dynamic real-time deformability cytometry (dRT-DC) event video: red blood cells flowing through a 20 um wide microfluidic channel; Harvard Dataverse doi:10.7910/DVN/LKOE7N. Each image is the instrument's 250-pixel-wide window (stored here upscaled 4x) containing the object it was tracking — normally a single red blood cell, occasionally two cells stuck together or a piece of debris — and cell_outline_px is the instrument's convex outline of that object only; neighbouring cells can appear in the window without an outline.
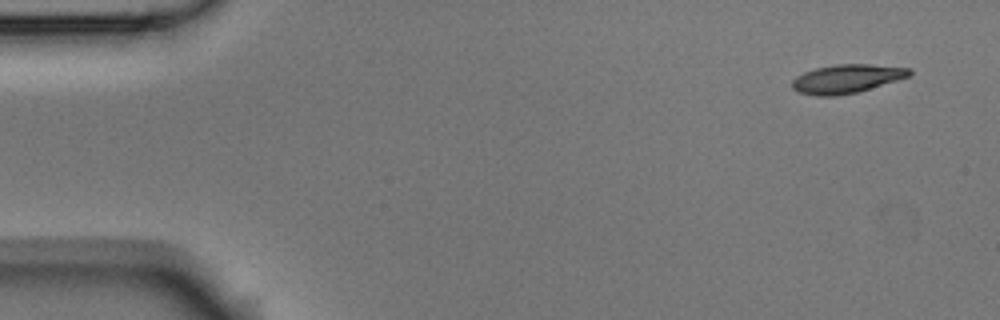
{"species": "Egyptian fruit bat (a non-hibernating species)", "species_latin": "Rousettus aegyptiacus", "temperature_condition": "room temperature", "stored_images_in_passage": 5, "camera_frame_rate_fps": 3000, "um_per_image_px": 0.085, "animal": {"sex": "male"}, "frame": {"image": 1, "passage_image": 1, "time_ms": 0.0, "image_size_px": [1000, 320], "cell_outline_px": [[912, 72], [908, 76], [896, 80], [856, 92], [836, 96], [816, 96], [800, 92], [792, 88], [792, 80], [796, 76], [804, 72], [816, 68], [836, 64], [868, 64], [912, 68]], "centroid_in_image_um": [71.94, 6.69], "position_along_channel_um": 13.1, "area_um2": 19.36}}
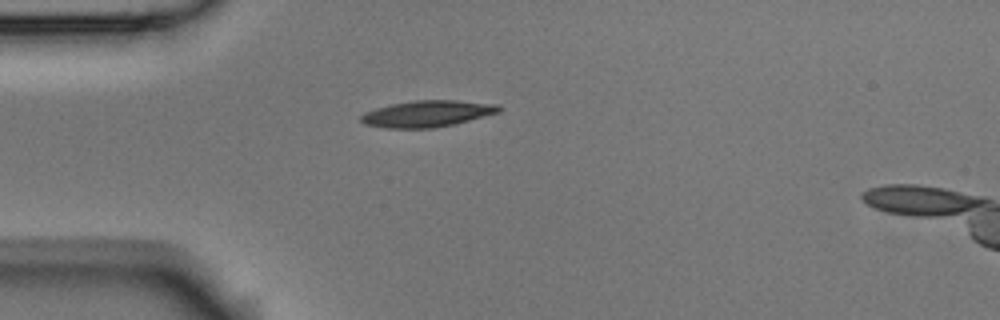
{"frame": {"image": 2, "passage_image": 4, "time_ms": 1.0, "image_size_px": [1000, 320], "cell_outline_px": [[500, 112], [452, 124], [432, 128], [388, 128], [364, 124], [360, 120], [360, 116], [364, 112], [376, 108], [392, 104], [416, 100], [456, 100], [496, 104], [500, 108]], "centroid_in_image_um": [36.27, 9.66], "position_along_channel_um": 48.7, "area_um2": 20.98}}